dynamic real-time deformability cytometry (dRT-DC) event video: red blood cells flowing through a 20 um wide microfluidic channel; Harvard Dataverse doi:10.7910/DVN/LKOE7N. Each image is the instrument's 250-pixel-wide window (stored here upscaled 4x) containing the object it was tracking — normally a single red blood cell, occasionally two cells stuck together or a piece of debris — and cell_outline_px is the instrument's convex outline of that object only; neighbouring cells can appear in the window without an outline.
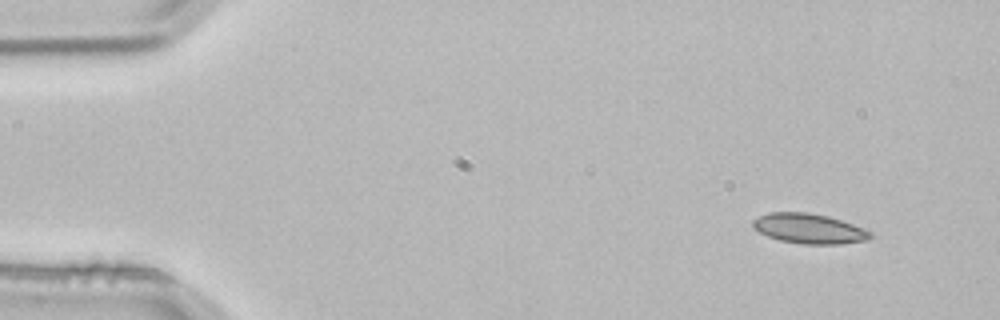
{"species": "common noctule bat (a hibernating species)", "species_latin": "Nyctalus noctula", "temperature_condition": "room temperature", "stored_images_in_passage": 3, "camera_frame_rate_fps": 3000, "um_per_image_px": 0.085, "animal": {"sex": "male", "body_mass_g": 21.5, "forearm_length_mm": 52.0}, "frame": {"image": 1, "passage_image": 1, "time_ms": 0.0, "image_size_px": [1000, 320], "cell_outline_px": [[872, 236], [868, 240], [840, 244], [804, 244], [780, 240], [768, 236], [760, 232], [752, 224], [752, 220], [768, 212], [808, 212], [828, 216], [852, 224], [872, 232]], "centroid_in_image_um": [68.78, 19.43], "position_along_channel_um": 16.2, "area_um2": 20.35}}
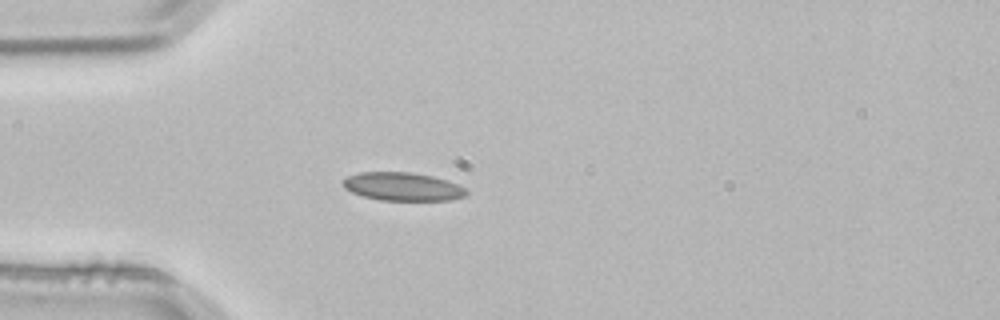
{"frame": {"image": 2, "passage_image": 3, "time_ms": 0.667, "image_size_px": [1000, 320], "cell_outline_px": [[468, 192], [464, 196], [452, 200], [380, 200], [364, 196], [352, 192], [344, 188], [340, 180], [348, 176], [360, 172], [408, 172], [432, 176], [456, 184], [464, 188]], "centroid_in_image_um": [34.17, 15.86], "position_along_channel_um": 50.8, "area_um2": 20.17}}